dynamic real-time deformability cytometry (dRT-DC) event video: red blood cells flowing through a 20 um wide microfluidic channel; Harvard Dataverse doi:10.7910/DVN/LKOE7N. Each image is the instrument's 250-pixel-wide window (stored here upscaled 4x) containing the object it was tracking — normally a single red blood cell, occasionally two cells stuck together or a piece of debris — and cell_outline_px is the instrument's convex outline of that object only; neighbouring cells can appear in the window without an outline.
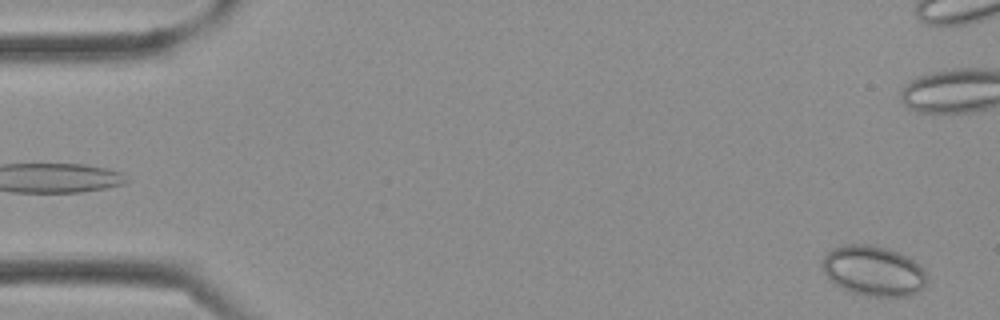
{"species": "Egyptian fruit bat (a non-hibernating species)", "species_latin": "Rousettus aegyptiacus", "temperature_condition": "cold", "stored_images_in_passage": 10, "camera_frame_rate_fps": 3000, "um_per_image_px": 0.085, "frame": {"image": 1, "passage_image": 1, "time_ms": 0.0, "image_size_px": [1000, 320], "cell_outline_px": [[924, 288], [920, 292], [908, 296], [872, 296], [848, 292], [836, 284], [824, 272], [824, 256], [828, 252], [844, 244], [868, 244], [888, 248], [920, 264], [924, 272]], "centroid_in_image_um": [74.25, 23.03], "position_along_channel_um": 10.7, "area_um2": 30.11}}